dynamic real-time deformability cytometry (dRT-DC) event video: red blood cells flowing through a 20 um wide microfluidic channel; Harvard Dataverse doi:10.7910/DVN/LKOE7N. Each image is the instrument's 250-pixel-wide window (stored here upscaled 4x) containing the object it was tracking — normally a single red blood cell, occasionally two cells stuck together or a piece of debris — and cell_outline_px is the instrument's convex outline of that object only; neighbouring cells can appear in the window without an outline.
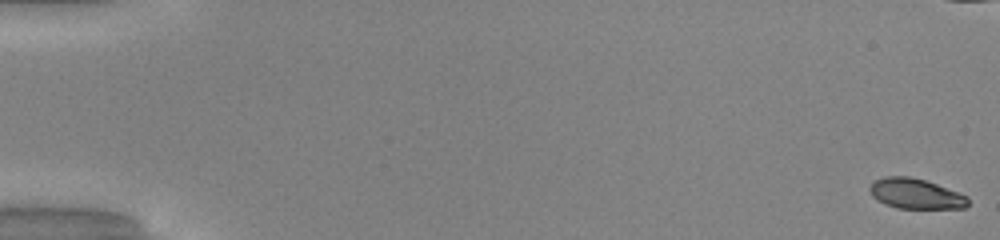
{"species": "common noctule bat (a hibernating species)", "species_latin": "Nyctalus noctula", "temperature_condition": "warm", "stored_images_in_passage": 52, "camera_frame_rate_fps": 3000, "um_per_image_px": 0.085, "animal": {"sex": "male", "body_mass_g": 20.0, "forearm_length_mm": 53.3}, "frame": {"image": 1, "passage_image": 1, "time_ms": 0.0, "image_size_px": [1000, 240], "cell_outline_px": [[968, 204], [964, 208], [896, 208], [884, 204], [876, 200], [872, 196], [868, 188], [876, 180], [884, 176], [908, 176], [924, 180], [936, 184], [968, 196]], "centroid_in_image_um": [77.8, 16.47], "position_along_channel_um": 7.2, "area_um2": 17.22}}
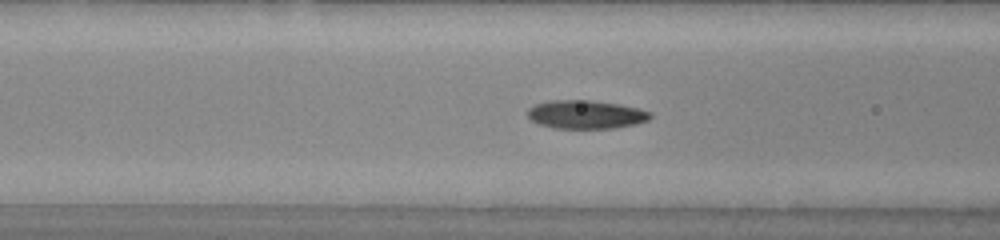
{"frame": {"image": 2, "passage_image": 22, "time_ms": 7.0, "image_size_px": [1000, 240], "cell_outline_px": [[652, 116], [648, 120], [636, 124], [612, 128], [552, 128], [540, 124], [532, 120], [528, 116], [528, 108], [536, 104], [548, 100], [588, 100], [616, 104], [636, 108], [652, 112]], "centroid_in_image_um": [49.78, 9.73], "position_along_channel_um": 116.8, "area_um2": 20.17}}
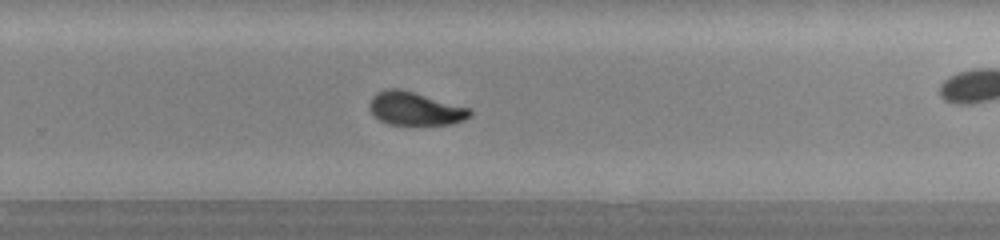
{"frame": {"image": 3, "passage_image": 35, "time_ms": 11.333, "image_size_px": [1000, 240], "cell_outline_px": [[472, 116], [464, 120], [452, 124], [388, 124], [380, 120], [368, 108], [368, 104], [372, 96], [376, 92], [388, 88], [400, 88], [468, 108], [472, 112]], "centroid_in_image_um": [35.25, 9.23], "position_along_channel_um": 294.6, "area_um2": 19.31}, "authors_computed_cell_mechanics": {"area_um2": 19.5364, "velocity_mm_per_s": 4.1191, "shape_relaxation_time_tau1_ms": 3.9514, "shape_relaxation_time_tau2_ms": 1.771, "deformation_change_tau1": 0.1891, "deformation_change_tau2": 0.0676}}